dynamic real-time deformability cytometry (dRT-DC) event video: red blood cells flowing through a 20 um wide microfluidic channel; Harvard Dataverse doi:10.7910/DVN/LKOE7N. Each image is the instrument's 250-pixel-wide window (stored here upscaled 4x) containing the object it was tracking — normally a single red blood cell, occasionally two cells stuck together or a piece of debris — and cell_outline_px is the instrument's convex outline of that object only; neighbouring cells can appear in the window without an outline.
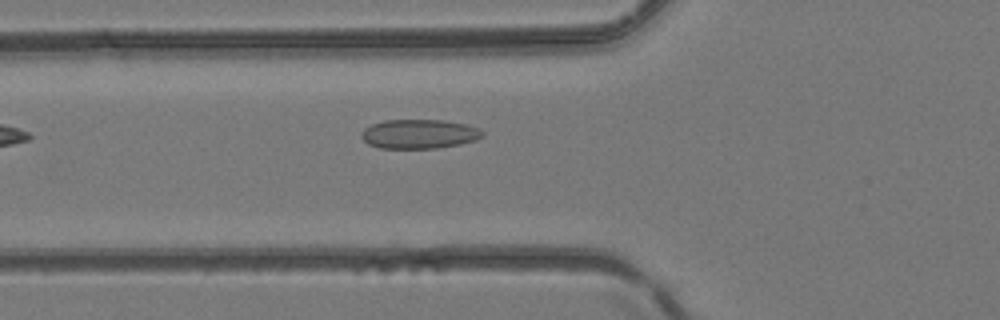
{"species": "common noctule bat (a hibernating species)", "species_latin": "Nyctalus noctula", "temperature_condition": "room temperature", "stored_images_in_passage": 2, "camera_frame_rate_fps": 3000, "um_per_image_px": 0.085, "animal": {"sex": "female", "body_mass_g": 24.6, "forearm_length_mm": 56.2}, "frame": {"image": 1, "passage_image": 2, "time_ms": 0.333, "image_size_px": [1000, 320], "cell_outline_px": [[484, 136], [476, 140], [460, 144], [436, 148], [380, 148], [368, 144], [360, 136], [360, 132], [364, 128], [372, 124], [384, 120], [444, 120], [468, 124], [480, 128], [484, 132]], "centroid_in_image_um": [35.65, 11.38], "position_along_channel_um": 90.2, "area_um2": 20.87}}